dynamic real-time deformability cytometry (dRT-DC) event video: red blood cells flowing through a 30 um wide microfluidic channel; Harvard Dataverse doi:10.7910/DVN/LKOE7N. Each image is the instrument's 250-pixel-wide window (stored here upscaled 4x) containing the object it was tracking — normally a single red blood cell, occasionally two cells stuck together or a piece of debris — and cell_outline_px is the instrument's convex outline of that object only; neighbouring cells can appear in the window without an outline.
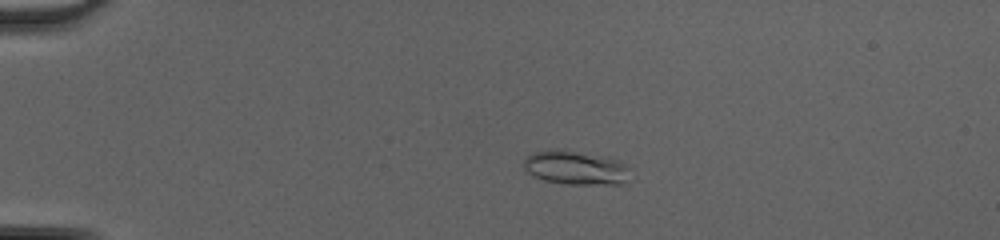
{"species": "common noctule bat (a hibernating species)", "species_latin": "Nyctalus noctula", "temperature_condition": "cold", "stored_images_in_passage": 51, "camera_frame_rate_fps": 3000, "um_per_image_px": 0.085, "animal": {"sex": "female", "body_mass_g": 20.0, "forearm_length_mm": 54.0}, "frame": {"image": 1, "passage_image": 13, "time_ms": 4.0, "image_size_px": [1000, 240], "cell_outline_px": [[628, 168], [624, 180], [620, 184], [564, 184], [544, 180], [532, 176], [524, 168], [524, 156], [532, 152], [548, 148], [564, 148], [620, 160]], "centroid_in_image_um": [48.81, 14.22], "position_along_channel_um": 36.2, "area_um2": 21.27}}
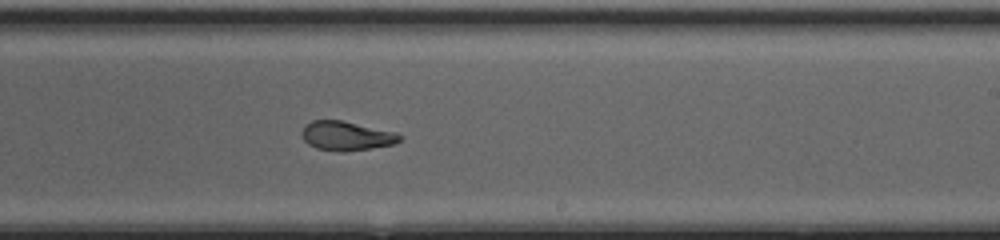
{"frame": {"image": 2, "passage_image": 33, "time_ms": 10.667, "image_size_px": [1000, 240], "cell_outline_px": [[404, 136], [396, 144], [344, 152], [340, 152], [316, 148], [308, 144], [304, 140], [300, 132], [304, 124], [312, 120], [340, 120], [396, 132]], "centroid_in_image_um": [29.43, 11.55], "position_along_channel_um": 259.6, "area_um2": 16.82}}
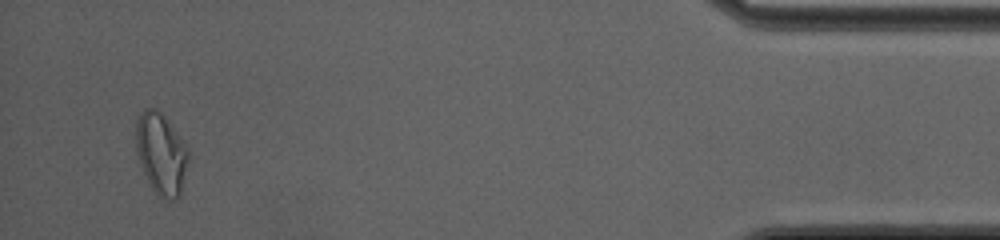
{"frame": {"image": 3, "passage_image": 49, "time_ms": 16.0, "image_size_px": [1000, 240], "cell_outline_px": [[192, 152], [180, 196], [176, 200], [168, 200], [160, 196], [148, 184], [140, 164], [136, 152], [136, 120], [140, 112], [144, 108], [156, 108], [168, 120]], "centroid_in_image_um": [13.73, 13.07], "position_along_channel_um": 421.5, "area_um2": 25.55}, "authors_computed_cell_mechanics": {"area_um2": 19.5942, "velocity_mm_per_s": 4.2731, "shape_relaxation_time_tau1_ms": null, "shape_relaxation_time_tau2_ms": 1.3223, "deformation_change_tau1": null, "deformation_change_tau2": 0.0557}}